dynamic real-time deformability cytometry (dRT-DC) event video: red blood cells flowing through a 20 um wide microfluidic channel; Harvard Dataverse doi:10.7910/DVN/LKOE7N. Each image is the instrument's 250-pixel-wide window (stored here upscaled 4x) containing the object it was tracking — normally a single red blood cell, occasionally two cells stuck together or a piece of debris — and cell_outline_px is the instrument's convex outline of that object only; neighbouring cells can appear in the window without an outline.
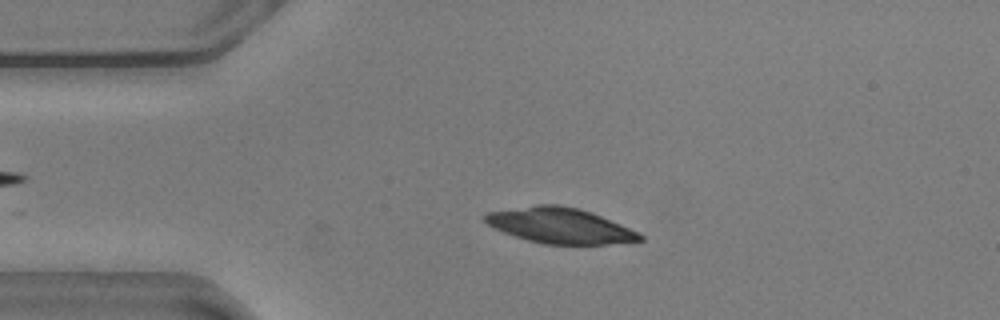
{"species": "common noctule bat (a hibernating species)", "species_latin": "Nyctalus noctula", "temperature_condition": "warm", "stored_images_in_passage": 42, "camera_frame_rate_fps": 3000, "um_per_image_px": 0.085, "animal": {"sex": "male", "body_mass_g": 20.5, "forearm_length_mm": 52.5}, "frame": {"image": 1, "passage_image": 11, "time_ms": 3.333, "image_size_px": [1000, 320], "cell_outline_px": [[644, 240], [604, 244], [544, 244], [528, 240], [504, 232], [488, 224], [484, 220], [484, 216], [488, 212], [536, 204], [556, 204], [580, 208], [592, 212], [640, 232], [644, 236]], "centroid_in_image_um": [47.64, 19.16], "position_along_channel_um": 37.4, "area_um2": 31.91}}